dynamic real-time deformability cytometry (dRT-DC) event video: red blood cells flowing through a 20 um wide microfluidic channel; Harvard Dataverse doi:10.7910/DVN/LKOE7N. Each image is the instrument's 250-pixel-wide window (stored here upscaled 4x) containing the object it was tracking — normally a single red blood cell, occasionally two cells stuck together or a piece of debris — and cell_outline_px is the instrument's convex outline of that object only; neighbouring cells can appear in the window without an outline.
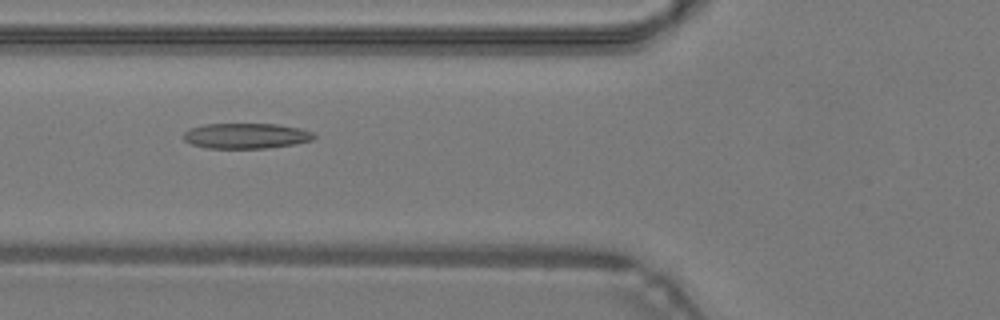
{"species": "common noctule bat (a hibernating species)", "species_latin": "Nyctalus noctula", "temperature_condition": "warm", "stored_images_in_passage": 40, "camera_frame_rate_fps": 3000, "um_per_image_px": 0.085, "animal": {"sex": "male", "body_mass_g": 19.2, "forearm_length_mm": 51.8}, "frame": {"image": 1, "passage_image": 19, "time_ms": 6.0, "image_size_px": [1000, 320], "cell_outline_px": [[316, 136], [312, 140], [296, 144], [268, 148], [208, 148], [192, 144], [184, 140], [184, 132], [192, 128], [204, 124], [276, 124], [300, 128], [312, 132]], "centroid_in_image_um": [20.94, 11.55], "position_along_channel_um": 104.9, "area_um2": 19.25}}
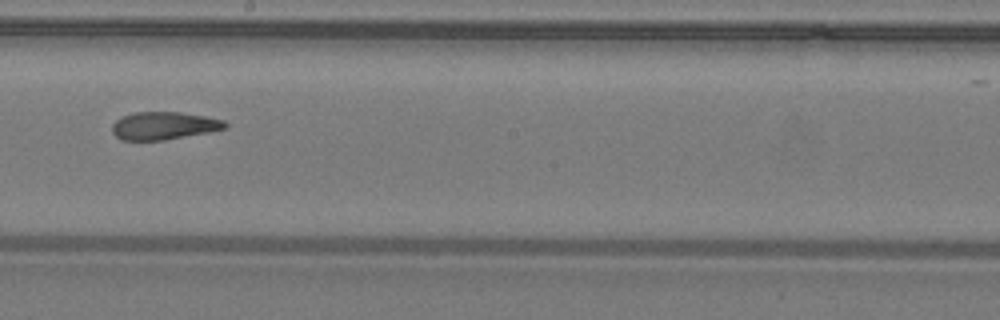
{"frame": {"image": 2, "passage_image": 28, "time_ms": 9.0, "image_size_px": [1000, 320], "cell_outline_px": [[228, 128], [208, 132], [164, 140], [120, 140], [112, 132], [112, 124], [120, 116], [132, 112], [180, 112], [204, 116], [224, 120], [228, 124]], "centroid_in_image_um": [13.9, 10.68], "position_along_channel_um": 234.3, "area_um2": 18.38}}
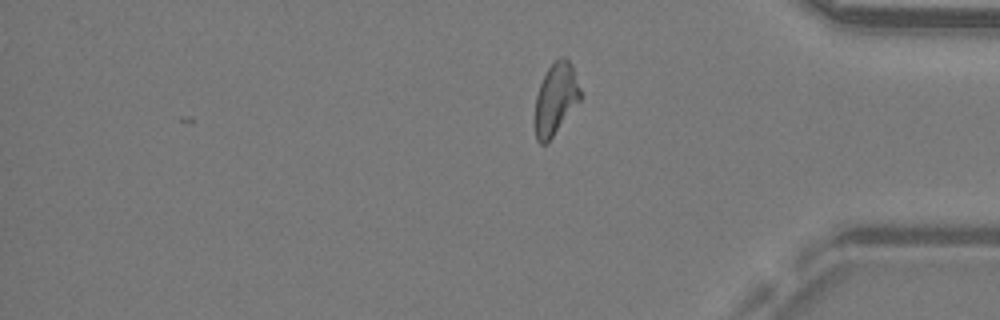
{"frame": {"image": 3, "passage_image": 40, "time_ms": 13.0, "image_size_px": [1000, 320], "cell_outline_px": [[584, 96], [552, 136], [544, 144], [540, 144], [536, 140], [536, 96], [540, 84], [548, 68], [560, 56], [564, 56], [572, 64]], "centroid_in_image_um": [47.28, 8.35], "position_along_channel_um": 387.9, "area_um2": 18.79}, "authors_computed_cell_mechanics": {"area_um2": 19.5364, "velocity_mm_per_s": 4.3034, "shape_relaxation_time_tau1_ms": null, "shape_relaxation_time_tau2_ms": 2.6094, "deformation_change_tau1": null, "deformation_change_tau2": 0.1169}}